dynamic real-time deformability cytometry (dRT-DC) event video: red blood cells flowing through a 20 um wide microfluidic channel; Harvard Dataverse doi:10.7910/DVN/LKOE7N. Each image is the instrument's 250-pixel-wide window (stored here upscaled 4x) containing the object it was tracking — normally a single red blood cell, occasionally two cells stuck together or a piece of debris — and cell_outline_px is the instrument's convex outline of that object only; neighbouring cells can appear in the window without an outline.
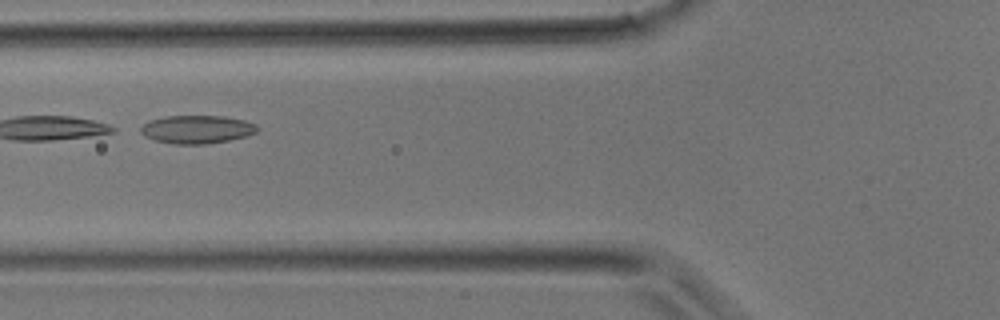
{"species": "common noctule bat (a hibernating species)", "species_latin": "Nyctalus noctula", "temperature_condition": "room temperature", "stored_images_in_passage": 5, "camera_frame_rate_fps": 3000, "um_per_image_px": 0.085, "animal": {"sex": "male", "body_mass_g": 17.9}, "frame": {"image": 1, "passage_image": 3, "time_ms": 0.667, "image_size_px": [1000, 320], "cell_outline_px": [[260, 128], [256, 132], [248, 136], [208, 144], [172, 144], [156, 140], [144, 136], [140, 132], [140, 128], [148, 120], [164, 116], [224, 116], [244, 120], [256, 124]], "centroid_in_image_um": [16.74, 10.99], "position_along_channel_um": 109.1, "area_um2": 19.31}}